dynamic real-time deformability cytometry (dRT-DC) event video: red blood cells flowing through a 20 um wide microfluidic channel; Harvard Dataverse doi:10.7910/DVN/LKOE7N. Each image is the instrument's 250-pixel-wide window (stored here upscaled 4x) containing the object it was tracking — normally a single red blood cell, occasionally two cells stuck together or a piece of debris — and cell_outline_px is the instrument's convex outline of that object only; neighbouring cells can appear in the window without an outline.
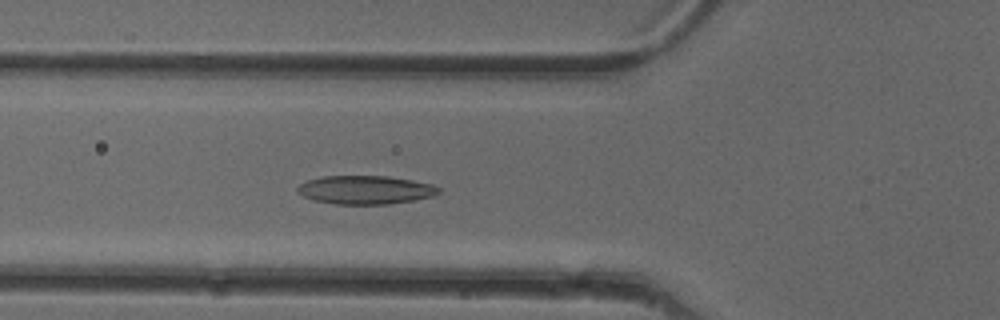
{"species": "common noctule bat (a hibernating species)", "species_latin": "Nyctalus noctula", "temperature_condition": "cold", "stored_images_in_passage": 43, "camera_frame_rate_fps": 3000, "um_per_image_px": 0.085, "animal": {"sex": "female"}, "frame": {"image": 1, "passage_image": 10, "time_ms": 3.0, "image_size_px": [1000, 320], "cell_outline_px": [[440, 192], [432, 196], [412, 200], [388, 204], [336, 204], [312, 200], [296, 192], [296, 188], [300, 184], [308, 180], [324, 176], [388, 176], [412, 180], [432, 184], [440, 188]], "centroid_in_image_um": [31.04, 16.14], "position_along_channel_um": 94.8, "area_um2": 23.41}}
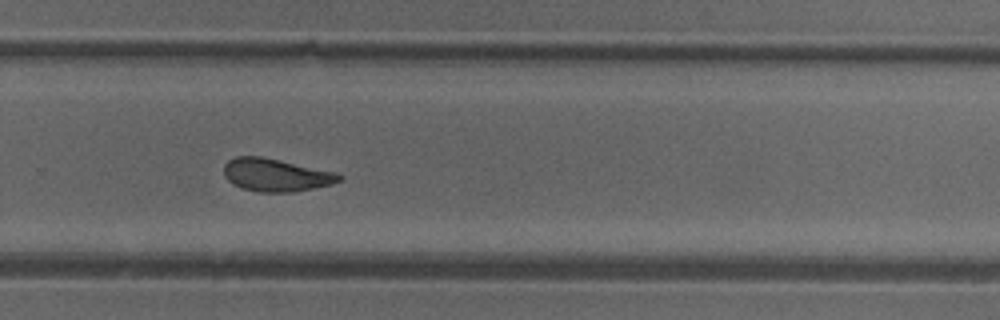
{"frame": {"image": 2, "passage_image": 26, "time_ms": 8.333, "image_size_px": [1000, 320], "cell_outline_px": [[344, 176], [340, 180], [332, 184], [316, 188], [292, 192], [260, 192], [240, 188], [232, 184], [224, 176], [224, 164], [228, 160], [236, 156], [260, 156], [280, 160], [336, 172]], "centroid_in_image_um": [23.44, 14.88], "position_along_channel_um": 306.4, "area_um2": 22.2}}
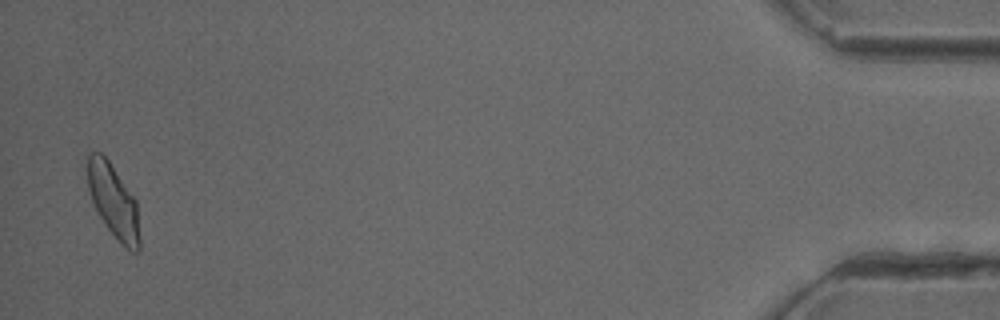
{"frame": {"image": 3, "passage_image": 42, "time_ms": 13.667, "image_size_px": [1000, 320], "cell_outline_px": [[140, 248], [136, 252], [132, 252], [108, 228], [100, 216], [88, 192], [88, 152], [100, 152], [108, 160], [136, 200], [140, 240]], "centroid_in_image_um": [9.64, 17.07], "position_along_channel_um": 425.6, "area_um2": 21.68}, "authors_computed_cell_mechanics": {"area_um2": 22.3108, "velocity_mm_per_s": 3.9619, "shape_relaxation_time_tau1_ms": 8.8532, "shape_relaxation_time_tau2_ms": 4.0701, "deformation_change_tau1": 0.2023, "deformation_change_tau2": 0.1088}}